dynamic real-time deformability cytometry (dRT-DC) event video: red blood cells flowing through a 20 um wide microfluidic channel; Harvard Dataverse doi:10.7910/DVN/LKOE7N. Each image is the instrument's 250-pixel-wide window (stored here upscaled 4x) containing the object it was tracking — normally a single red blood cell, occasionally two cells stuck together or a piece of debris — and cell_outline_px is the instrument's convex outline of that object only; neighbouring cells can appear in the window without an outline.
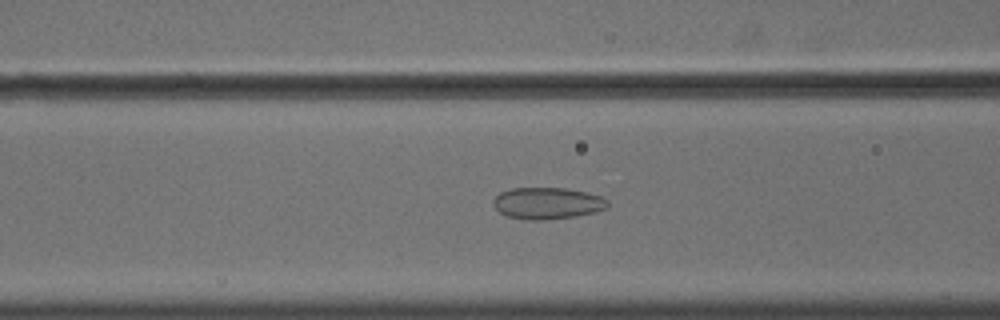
{"species": "common noctule bat (a hibernating species)", "species_latin": "Nyctalus noctula", "temperature_condition": "cold", "stored_images_in_passage": 38, "camera_frame_rate_fps": 3000, "um_per_image_px": 0.085, "animal": {"sex": "male", "body_mass_g": 18.8}, "frame": {"image": 1, "passage_image": 5, "time_ms": 1.333, "image_size_px": [1000, 320], "cell_outline_px": [[608, 204], [604, 208], [596, 212], [576, 216], [544, 220], [532, 220], [508, 216], [500, 212], [492, 204], [492, 200], [500, 192], [508, 188], [564, 188], [588, 192], [600, 196], [608, 200]], "centroid_in_image_um": [46.51, 17.26], "position_along_channel_um": 120.1, "area_um2": 21.1}}
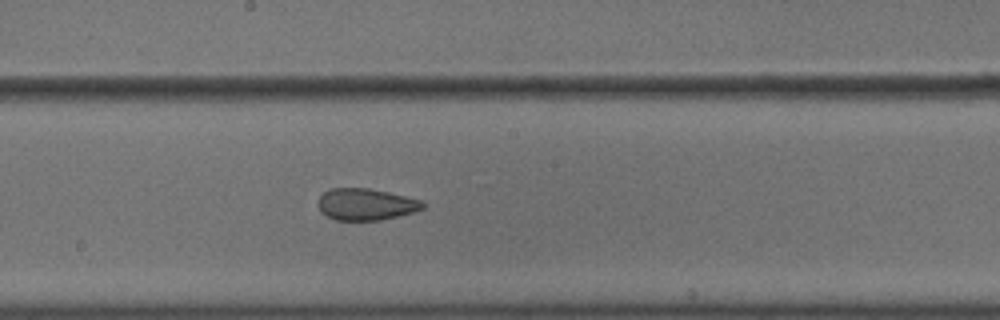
{"frame": {"image": 2, "passage_image": 13, "time_ms": 4.0, "image_size_px": [1000, 320], "cell_outline_px": [[424, 208], [412, 212], [380, 220], [336, 220], [320, 212], [320, 196], [324, 192], [332, 188], [368, 188], [388, 192], [420, 200], [424, 204]], "centroid_in_image_um": [31.09, 17.36], "position_along_channel_um": 217.1, "area_um2": 18.96}}
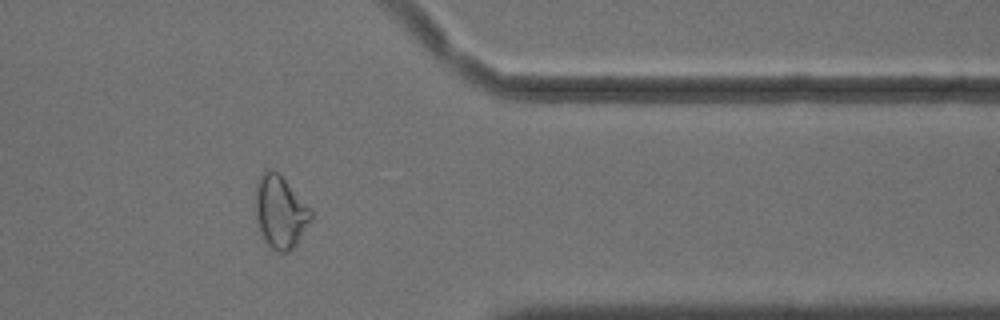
{"frame": {"image": 3, "passage_image": 28, "time_ms": 9.0, "image_size_px": [1000, 320], "cell_outline_px": [[312, 220], [296, 244], [288, 252], [276, 252], [264, 240], [256, 216], [256, 184], [260, 172], [264, 168], [272, 168], [312, 208]], "centroid_in_image_um": [23.83, 17.99], "position_along_channel_um": 387.6, "area_um2": 23.41}, "authors_computed_cell_mechanics": {"area_um2": 20.6635, "velocity_mm_per_s": 3.6306, "shape_relaxation_time_tau1_ms": 6.5921, "shape_relaxation_time_tau2_ms": 1.704, "deformation_change_tau1": 0.1155, "deformation_change_tau2": 0.0903}}